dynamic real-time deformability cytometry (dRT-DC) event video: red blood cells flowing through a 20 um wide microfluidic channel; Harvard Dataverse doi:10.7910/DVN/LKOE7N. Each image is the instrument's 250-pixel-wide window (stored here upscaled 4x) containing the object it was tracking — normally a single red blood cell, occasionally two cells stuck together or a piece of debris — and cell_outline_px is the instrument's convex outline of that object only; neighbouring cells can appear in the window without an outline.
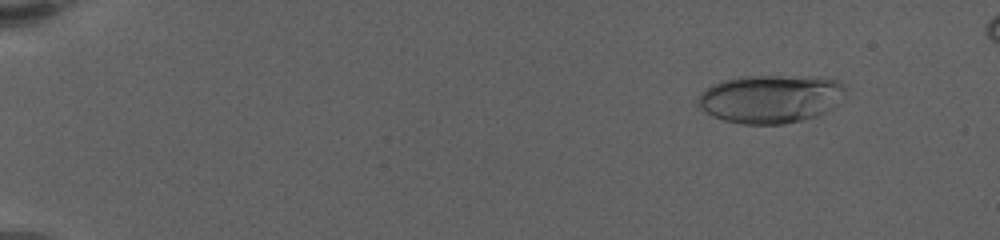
{"species": "human", "species_latin": "Homo sapiens", "temperature_condition": "warm", "stored_images_in_passage": 79, "camera_frame_rate_fps": 3000, "um_per_image_px": 0.085, "donor": {"sex": "female"}, "frame": {"image": 1, "passage_image": 8, "time_ms": 2.333, "image_size_px": [1000, 240], "cell_outline_px": [[844, 96], [824, 112], [816, 116], [784, 124], [744, 124], [724, 120], [712, 116], [700, 108], [696, 104], [696, 100], [700, 92], [712, 84], [720, 80], [740, 76], [824, 76], [836, 80], [844, 84]], "centroid_in_image_um": [65.45, 8.37], "position_along_channel_um": 19.6, "area_um2": 41.79}}
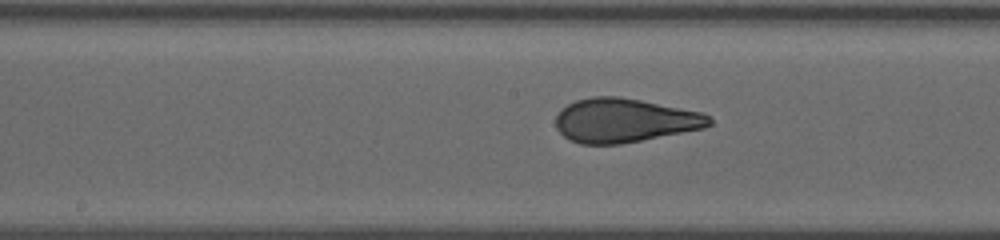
{"frame": {"image": 2, "passage_image": 44, "time_ms": 11.667, "image_size_px": [1000, 240], "cell_outline_px": [[712, 124], [704, 128], [620, 144], [580, 144], [568, 140], [556, 128], [556, 116], [560, 108], [576, 100], [592, 96], [620, 96], [700, 112], [708, 116], [712, 120]], "centroid_in_image_um": [53.02, 10.23], "position_along_channel_um": 195.2, "area_um2": 39.25}}
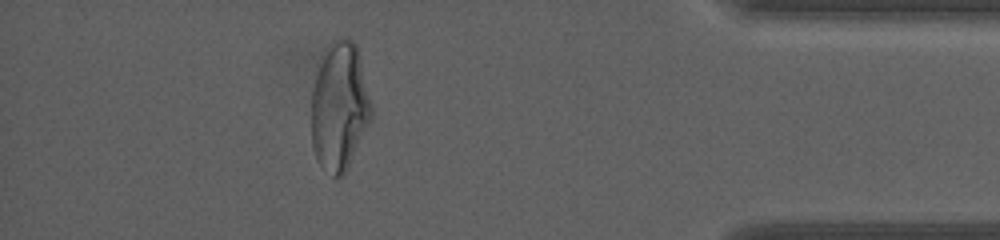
{"frame": {"image": 3, "passage_image": 72, "time_ms": 19.0, "image_size_px": [1000, 240], "cell_outline_px": [[372, 120], [344, 176], [336, 180], [316, 160], [312, 148], [312, 92], [316, 76], [320, 64], [332, 40], [336, 36], [348, 36], [356, 44], [372, 104]], "centroid_in_image_um": [28.88, 9.1], "position_along_channel_um": 406.3, "area_um2": 45.2}, "authors_computed_cell_mechanics": {"area_um2": 39.6508, "velocity_mm_per_s": 3.3588, "shape_relaxation_time_tau1_ms": 8.2975, "shape_relaxation_time_tau2_ms": 0.9004, "deformation_change_tau1": 0.2575, "deformation_change_tau2": 0.0821}}